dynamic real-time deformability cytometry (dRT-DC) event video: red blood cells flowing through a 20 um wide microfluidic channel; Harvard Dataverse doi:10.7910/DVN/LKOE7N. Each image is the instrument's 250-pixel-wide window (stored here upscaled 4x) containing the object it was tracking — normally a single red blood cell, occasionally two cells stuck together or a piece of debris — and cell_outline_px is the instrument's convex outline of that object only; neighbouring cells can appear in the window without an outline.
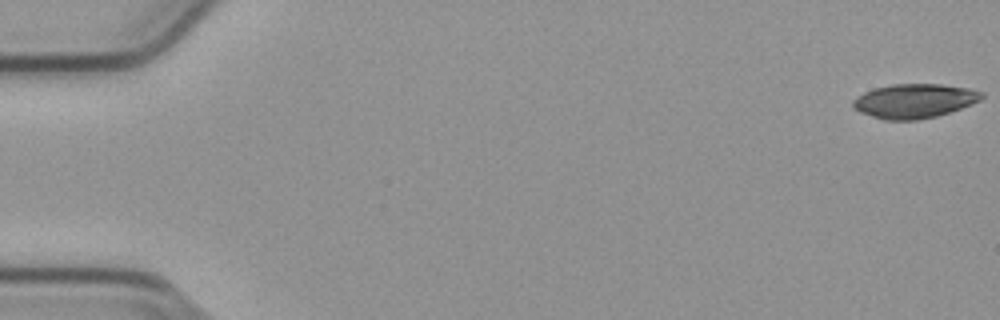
{"species": "common noctule bat (a hibernating species)", "species_latin": "Nyctalus noctula", "temperature_condition": "cold", "stored_images_in_passage": 14, "camera_frame_rate_fps": 3000, "um_per_image_px": 0.085, "animal": {"sex": "male", "body_mass_g": 23.1, "forearm_length_mm": 52.7}, "frame": {"image": 1, "passage_image": 1, "time_ms": 0.0, "image_size_px": [1000, 320], "cell_outline_px": [[984, 96], [980, 100], [972, 104], [936, 116], [916, 120], [884, 120], [860, 112], [852, 108], [852, 100], [856, 96], [864, 92], [876, 88], [892, 84], [940, 84], [968, 88], [984, 92]], "centroid_in_image_um": [77.7, 8.58], "position_along_channel_um": 7.3, "area_um2": 25.66}}
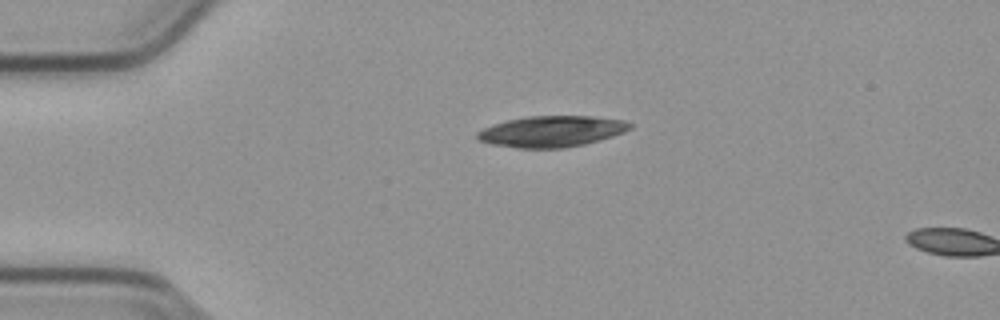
{"frame": {"image": 2, "passage_image": 13, "time_ms": 4.0, "image_size_px": [1000, 320], "cell_outline_px": [[632, 128], [624, 132], [600, 140], [584, 144], [564, 148], [516, 148], [492, 144], [480, 140], [476, 136], [476, 132], [484, 128], [508, 120], [528, 116], [592, 116], [624, 120], [632, 124]], "centroid_in_image_um": [46.92, 11.17], "position_along_channel_um": 38.1, "area_um2": 27.51}}